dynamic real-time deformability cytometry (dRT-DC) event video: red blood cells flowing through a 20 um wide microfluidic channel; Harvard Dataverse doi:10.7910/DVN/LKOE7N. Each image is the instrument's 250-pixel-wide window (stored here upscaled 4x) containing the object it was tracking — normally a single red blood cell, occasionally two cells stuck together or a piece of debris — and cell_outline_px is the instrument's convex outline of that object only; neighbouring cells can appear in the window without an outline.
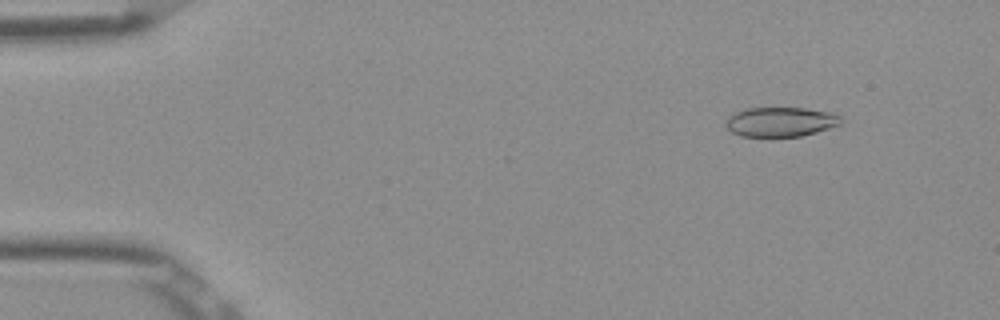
{"species": "Egyptian fruit bat (a non-hibernating species)", "species_latin": "Rousettus aegyptiacus", "temperature_condition": "room temperature", "stored_images_in_passage": 52, "camera_frame_rate_fps": 3000, "um_per_image_px": 0.085, "frame": {"image": 1, "passage_image": 6, "time_ms": 1.667, "image_size_px": [1000, 320], "cell_outline_px": [[844, 124], [816, 132], [800, 136], [772, 140], [740, 136], [732, 132], [724, 124], [728, 116], [744, 108], [804, 108], [832, 112], [840, 116], [844, 120]], "centroid_in_image_um": [66.35, 10.4], "position_along_channel_um": 18.6, "area_um2": 20.87}}
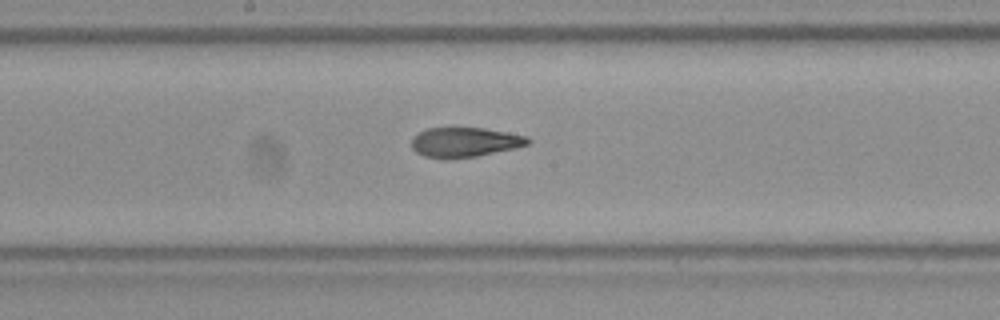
{"frame": {"image": 2, "passage_image": 28, "time_ms": 9.0, "image_size_px": [1000, 320], "cell_outline_px": [[532, 140], [528, 144], [516, 148], [476, 156], [448, 160], [444, 160], [424, 156], [416, 152], [412, 148], [412, 136], [428, 128], [484, 128], [508, 132], [528, 136]], "centroid_in_image_um": [39.51, 12.1], "position_along_channel_um": 208.7, "area_um2": 20.4}}
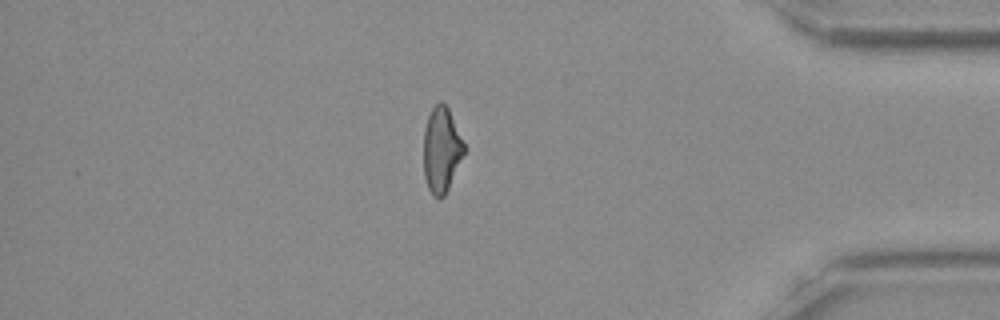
{"frame": {"image": 3, "passage_image": 45, "time_ms": 14.667, "image_size_px": [1000, 320], "cell_outline_px": [[464, 152], [448, 188], [444, 196], [440, 200], [432, 196], [428, 188], [424, 176], [424, 128], [428, 116], [432, 108], [440, 100], [448, 108], [464, 144]], "centroid_in_image_um": [37.5, 12.75], "position_along_channel_um": 397.7, "area_um2": 19.83}, "authors_computed_cell_mechanics": {"area_um2": 21.0392, "velocity_mm_per_s": 3.8991, "shape_relaxation_time_tau1_ms": null, "shape_relaxation_time_tau2_ms": 2.1957, "deformation_change_tau1": null, "deformation_change_tau2": 0.09}}